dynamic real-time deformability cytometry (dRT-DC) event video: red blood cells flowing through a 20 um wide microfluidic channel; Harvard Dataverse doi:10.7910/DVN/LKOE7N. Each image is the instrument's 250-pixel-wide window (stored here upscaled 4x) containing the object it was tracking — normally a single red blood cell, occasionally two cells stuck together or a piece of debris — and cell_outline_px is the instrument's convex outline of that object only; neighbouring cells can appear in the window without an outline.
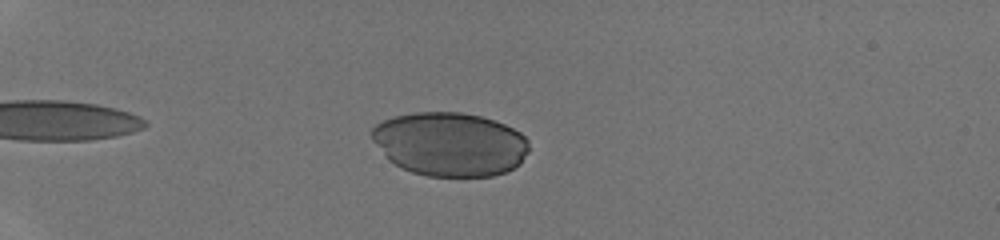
{"species": "human", "species_latin": "Homo sapiens", "temperature_condition": "room temperature", "stored_images_in_passage": 35, "camera_frame_rate_fps": 3000, "um_per_image_px": 0.085, "donor": {"sex": "male"}, "frame": {"image": 1, "passage_image": 7, "time_ms": 2.0, "image_size_px": [1000, 240], "cell_outline_px": [[528, 152], [520, 164], [504, 172], [492, 176], [428, 176], [412, 172], [400, 168], [388, 160], [372, 140], [372, 128], [376, 124], [392, 116], [416, 112], [460, 112], [480, 116], [504, 124], [520, 132], [528, 140]], "centroid_in_image_um": [38.22, 12.25], "position_along_channel_um": 46.8, "area_um2": 58.61}}
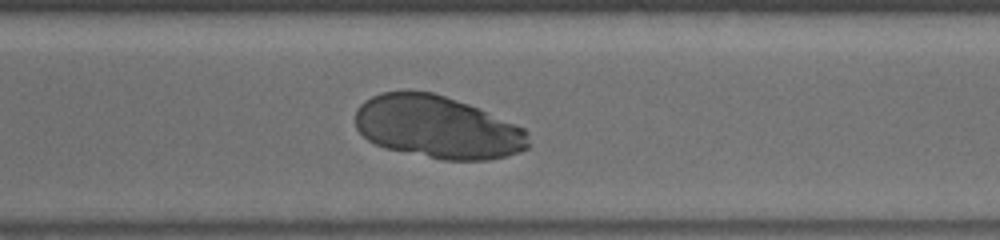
{"frame": {"image": 2, "passage_image": 29, "time_ms": 9.333, "image_size_px": [1000, 240], "cell_outline_px": [[532, 144], [528, 148], [520, 152], [508, 156], [488, 160], [444, 160], [384, 148], [368, 140], [356, 128], [356, 108], [364, 100], [380, 92], [432, 92], [468, 104], [524, 128], [528, 132]], "centroid_in_image_um": [37.2, 10.83], "position_along_channel_um": 333.4, "area_um2": 63.12}}
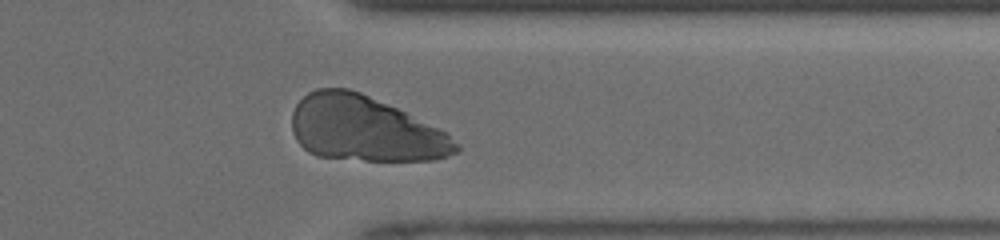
{"frame": {"image": 3, "passage_image": 32, "time_ms": 10.333, "image_size_px": [1000, 240], "cell_outline_px": [[460, 148], [456, 152], [448, 156], [432, 160], [364, 160], [316, 156], [308, 152], [296, 140], [292, 132], [292, 112], [296, 104], [308, 92], [316, 88], [348, 88], [360, 92], [396, 108], [448, 132], [460, 144]], "centroid_in_image_um": [31.02, 10.96], "position_along_channel_um": 380.4, "area_um2": 62.37}}